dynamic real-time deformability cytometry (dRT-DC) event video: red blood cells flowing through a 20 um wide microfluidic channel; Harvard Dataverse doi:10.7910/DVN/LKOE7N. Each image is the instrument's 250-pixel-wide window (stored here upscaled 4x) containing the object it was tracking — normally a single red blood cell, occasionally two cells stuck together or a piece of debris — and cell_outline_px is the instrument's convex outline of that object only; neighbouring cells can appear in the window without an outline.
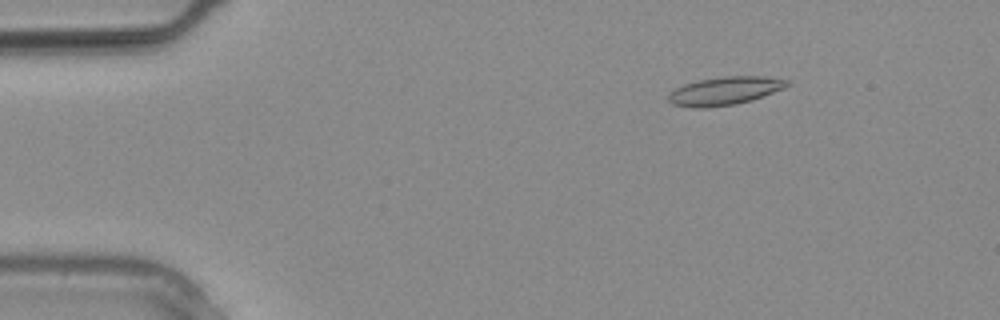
{"species": "common noctule bat (a hibernating species)", "species_latin": "Nyctalus noctula", "temperature_condition": "warm", "stored_images_in_passage": 12, "camera_frame_rate_fps": 3000, "um_per_image_px": 0.085, "animal": {"sex": "male", "body_mass_g": 20.4}, "frame": {"image": 1, "passage_image": 4, "time_ms": 1.0, "image_size_px": [1000, 320], "cell_outline_px": [[788, 84], [784, 88], [752, 100], [736, 104], [704, 108], [692, 108], [672, 104], [668, 100], [668, 92], [684, 84], [700, 80], [724, 76], [764, 76], [788, 80]], "centroid_in_image_um": [61.57, 7.73], "position_along_channel_um": 23.4, "area_um2": 19.48}}
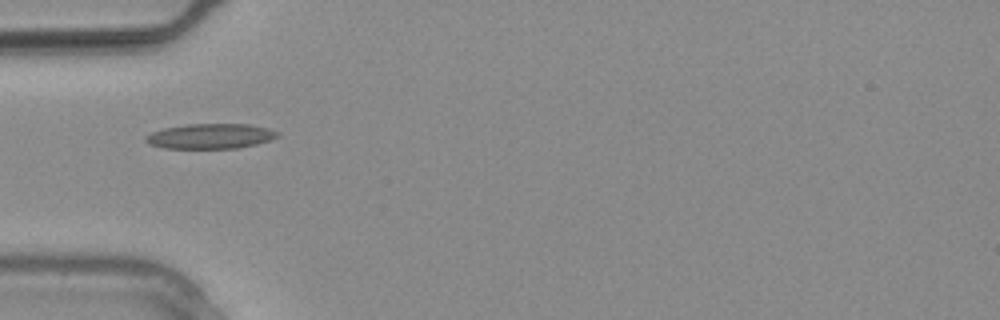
{"frame": {"image": 2, "passage_image": 9, "time_ms": 2.667, "image_size_px": [1000, 320], "cell_outline_px": [[280, 136], [256, 144], [240, 148], [164, 148], [148, 144], [144, 140], [144, 136], [152, 132], [164, 128], [188, 124], [248, 124], [268, 128], [280, 132]], "centroid_in_image_um": [17.88, 11.57], "position_along_channel_um": 67.1, "area_um2": 19.31}}